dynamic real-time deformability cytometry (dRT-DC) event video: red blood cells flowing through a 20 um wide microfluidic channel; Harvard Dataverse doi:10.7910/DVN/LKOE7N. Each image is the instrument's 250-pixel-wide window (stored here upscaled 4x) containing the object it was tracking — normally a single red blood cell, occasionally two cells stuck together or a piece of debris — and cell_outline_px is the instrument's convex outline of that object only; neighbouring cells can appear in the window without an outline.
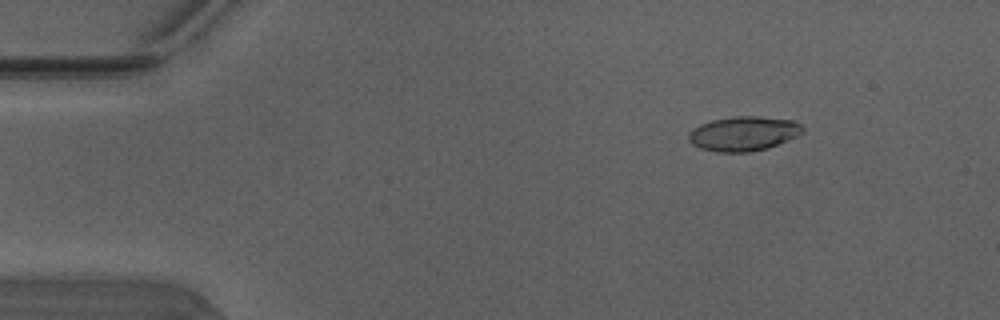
{"species": "Egyptian fruit bat (a non-hibernating species)", "species_latin": "Rousettus aegyptiacus", "temperature_condition": "warm", "stored_images_in_passage": 49, "camera_frame_rate_fps": 3000, "um_per_image_px": 0.085, "animal": {"sex": "male"}, "frame": {"image": 1, "passage_image": 7, "time_ms": 2.0, "image_size_px": [1000, 320], "cell_outline_px": [[804, 132], [788, 140], [768, 148], [748, 152], [716, 152], [700, 148], [692, 144], [688, 140], [688, 132], [692, 128], [700, 124], [712, 120], [732, 116], [756, 116], [792, 120], [800, 124], [804, 128]], "centroid_in_image_um": [63.17, 11.35], "position_along_channel_um": 21.8, "area_um2": 23.06}}
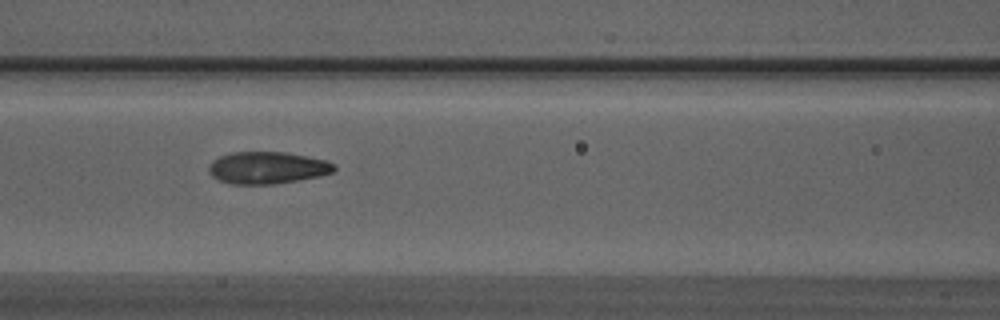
{"frame": {"image": 2, "passage_image": 22, "time_ms": 7.0, "image_size_px": [1000, 320], "cell_outline_px": [[336, 168], [332, 172], [320, 176], [276, 184], [232, 184], [220, 180], [212, 176], [208, 172], [208, 164], [212, 160], [220, 156], [232, 152], [284, 152], [324, 160], [336, 164]], "centroid_in_image_um": [22.69, 14.26], "position_along_channel_um": 143.9, "area_um2": 23.41}}
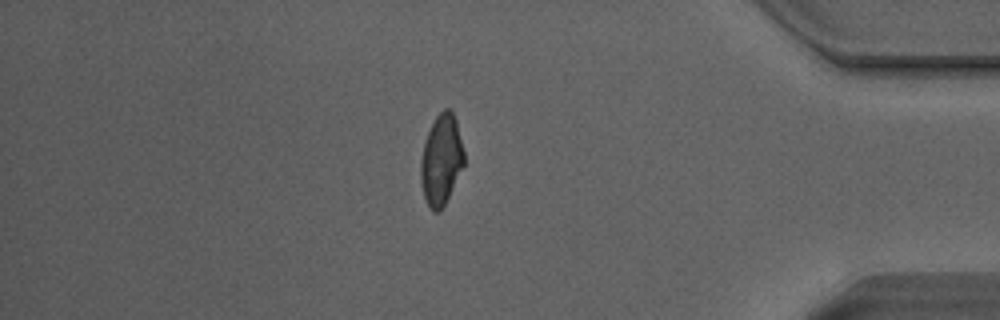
{"frame": {"image": 3, "passage_image": 43, "time_ms": 14.0, "image_size_px": [1000, 320], "cell_outline_px": [[464, 164], [440, 212], [432, 212], [424, 196], [420, 180], [420, 160], [424, 144], [428, 132], [436, 116], [444, 108], [448, 108], [452, 112], [456, 120], [464, 152]], "centroid_in_image_um": [37.49, 13.58], "position_along_channel_um": 397.7, "area_um2": 22.54}, "authors_computed_cell_mechanics": {"area_um2": 22.831, "velocity_mm_per_s": 4.1333, "shape_relaxation_time_tau1_ms": 4.9408, "shape_relaxation_time_tau2_ms": 1.217, "deformation_change_tau1": 0.1858, "deformation_change_tau2": 0.0848}}